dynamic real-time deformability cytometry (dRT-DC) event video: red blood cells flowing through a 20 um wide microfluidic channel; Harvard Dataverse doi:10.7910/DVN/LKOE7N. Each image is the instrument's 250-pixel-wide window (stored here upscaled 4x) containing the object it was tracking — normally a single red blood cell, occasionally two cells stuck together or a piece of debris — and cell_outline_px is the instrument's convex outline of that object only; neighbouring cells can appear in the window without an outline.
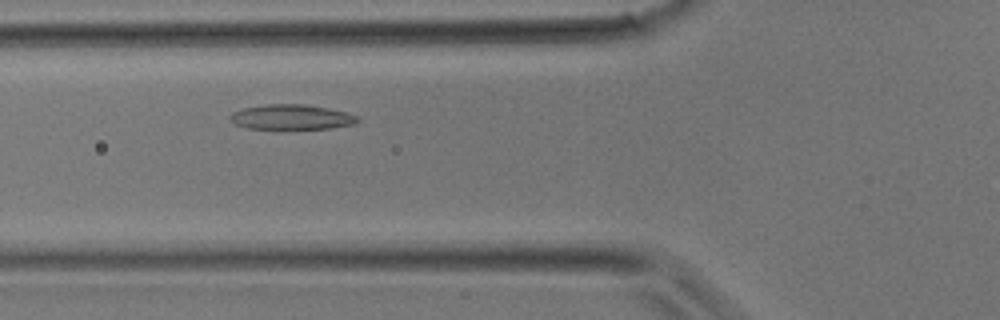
{"species": "common noctule bat (a hibernating species)", "species_latin": "Nyctalus noctula", "temperature_condition": "room temperature", "stored_images_in_passage": 29, "camera_frame_rate_fps": 3000, "um_per_image_px": 0.085, "animal": {"sex": "male", "body_mass_g": 17.9}, "frame": {"image": 1, "passage_image": 7, "time_ms": 2.0, "image_size_px": [1000, 320], "cell_outline_px": [[360, 120], [356, 124], [332, 128], [244, 128], [228, 120], [228, 116], [232, 112], [244, 108], [268, 104], [304, 104], [328, 108], [348, 112], [360, 116]], "centroid_in_image_um": [24.81, 9.94], "position_along_channel_um": 101.0, "area_um2": 18.67}}
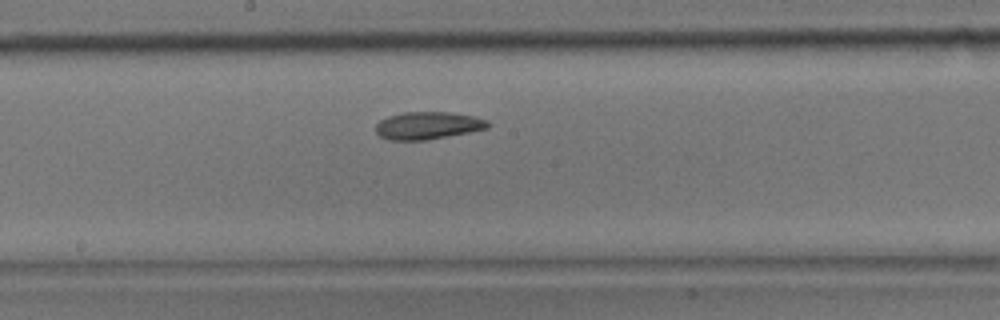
{"frame": {"image": 2, "passage_image": 13, "time_ms": 4.0, "image_size_px": [1000, 320], "cell_outline_px": [[492, 124], [488, 128], [468, 132], [424, 140], [388, 140], [380, 136], [376, 132], [376, 124], [380, 120], [388, 116], [404, 112], [448, 112], [476, 116], [488, 120]], "centroid_in_image_um": [36.38, 10.66], "position_along_channel_um": 211.8, "area_um2": 17.98}}
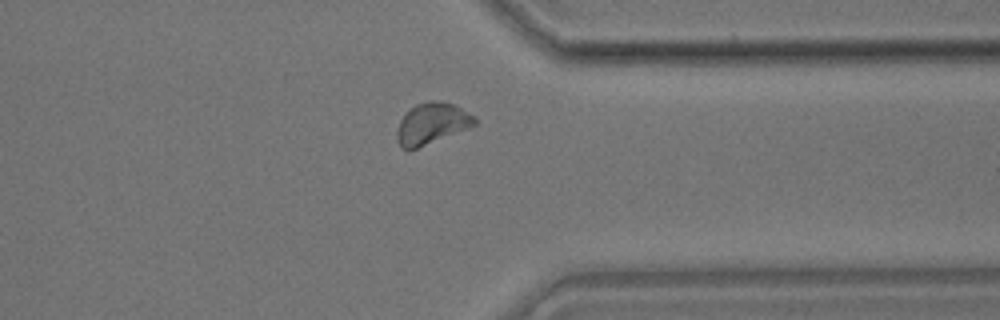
{"frame": {"image": 3, "passage_image": 22, "time_ms": 7.0, "image_size_px": [1000, 320], "cell_outline_px": [[476, 124], [408, 152], [400, 148], [396, 136], [396, 132], [400, 120], [416, 104], [428, 100], [436, 100], [452, 104], [460, 108], [472, 116], [476, 120]], "centroid_in_image_um": [36.63, 10.52], "position_along_channel_um": 374.8, "area_um2": 18.32}}